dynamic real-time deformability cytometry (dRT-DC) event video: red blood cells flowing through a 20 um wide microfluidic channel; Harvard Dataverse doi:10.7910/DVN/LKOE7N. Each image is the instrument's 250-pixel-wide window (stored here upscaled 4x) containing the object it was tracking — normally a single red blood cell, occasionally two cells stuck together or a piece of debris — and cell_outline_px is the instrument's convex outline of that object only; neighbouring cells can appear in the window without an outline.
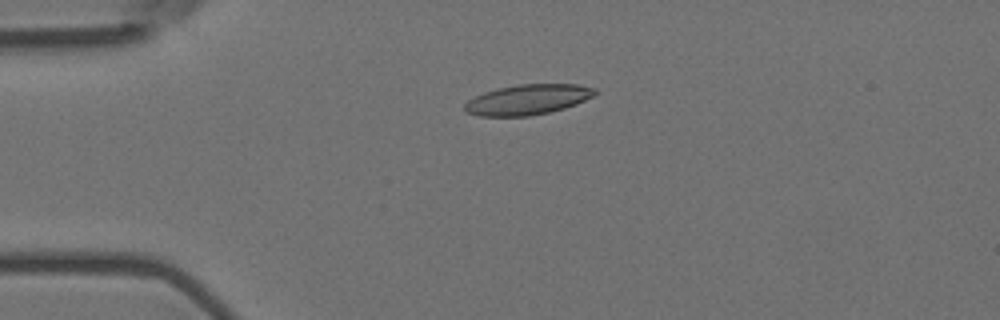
{"species": "Egyptian fruit bat (a non-hibernating species)", "species_latin": "Rousettus aegyptiacus", "temperature_condition": "room temperature", "stored_images_in_passage": 5, "camera_frame_rate_fps": 3000, "um_per_image_px": 0.085, "animal": {"sex": "female"}, "frame": {"image": 1, "passage_image": 5, "time_ms": 1.333, "image_size_px": [1000, 320], "cell_outline_px": [[600, 92], [576, 104], [564, 108], [548, 112], [528, 116], [480, 116], [468, 112], [464, 108], [464, 104], [468, 100], [484, 92], [496, 88], [516, 84], [576, 84], [596, 88]], "centroid_in_image_um": [44.87, 8.45], "position_along_channel_um": 40.1, "area_um2": 22.95}}